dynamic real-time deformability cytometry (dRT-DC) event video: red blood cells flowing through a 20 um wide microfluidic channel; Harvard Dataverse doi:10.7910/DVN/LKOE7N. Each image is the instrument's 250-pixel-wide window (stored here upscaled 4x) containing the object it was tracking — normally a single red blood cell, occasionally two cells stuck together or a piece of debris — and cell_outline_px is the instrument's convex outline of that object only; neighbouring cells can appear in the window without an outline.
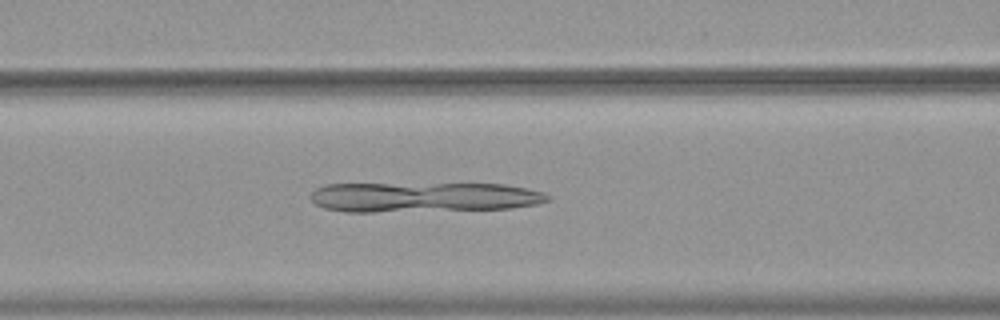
{"species": "common noctule bat (a hibernating species)", "species_latin": "Nyctalus noctula", "temperature_condition": "warm", "stored_images_in_passage": 54, "camera_frame_rate_fps": 3000, "um_per_image_px": 0.085, "animal": {"sex": "female", "body_mass_g": 19.9}, "frame": {"image": 1, "passage_image": 23, "time_ms": 7.333, "image_size_px": [1000, 320], "cell_outline_px": [[552, 200], [536, 204], [512, 208], [372, 212], [344, 212], [324, 208], [316, 204], [312, 200], [312, 192], [316, 188], [328, 184], [504, 184], [528, 188], [544, 192], [552, 196]], "centroid_in_image_um": [36.06, 16.76], "position_along_channel_um": 130.5, "area_um2": 41.44}}
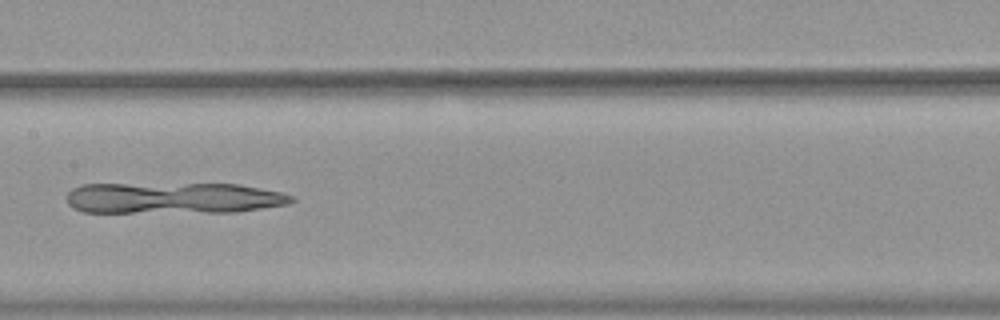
{"frame": {"image": 2, "passage_image": 28, "time_ms": 9.0, "image_size_px": [1000, 320], "cell_outline_px": [[296, 200], [288, 204], [236, 212], [84, 212], [72, 208], [68, 204], [68, 192], [72, 188], [80, 184], [236, 184], [260, 188], [280, 192], [292, 196]], "centroid_in_image_um": [14.71, 16.83], "position_along_channel_um": 192.7, "area_um2": 40.92}}
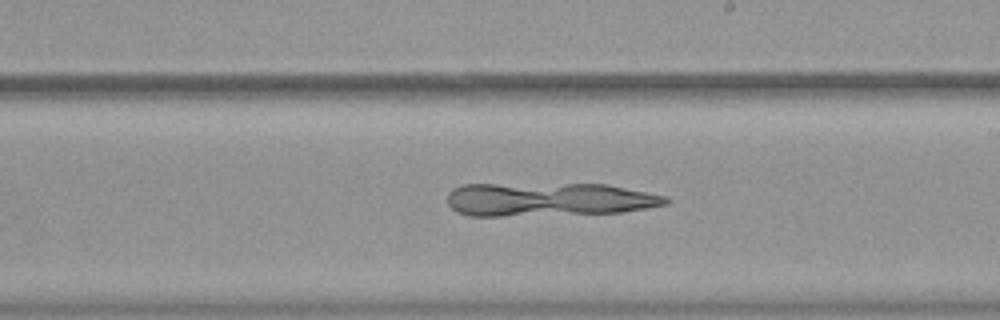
{"frame": {"image": 3, "passage_image": 32, "time_ms": 10.333, "image_size_px": [1000, 320], "cell_outline_px": [[672, 200], [668, 204], [648, 208], [620, 212], [504, 216], [468, 216], [456, 212], [448, 204], [448, 192], [452, 188], [464, 184], [608, 184], [664, 196]], "centroid_in_image_um": [46.6, 16.95], "position_along_channel_um": 242.4, "area_um2": 42.83}}